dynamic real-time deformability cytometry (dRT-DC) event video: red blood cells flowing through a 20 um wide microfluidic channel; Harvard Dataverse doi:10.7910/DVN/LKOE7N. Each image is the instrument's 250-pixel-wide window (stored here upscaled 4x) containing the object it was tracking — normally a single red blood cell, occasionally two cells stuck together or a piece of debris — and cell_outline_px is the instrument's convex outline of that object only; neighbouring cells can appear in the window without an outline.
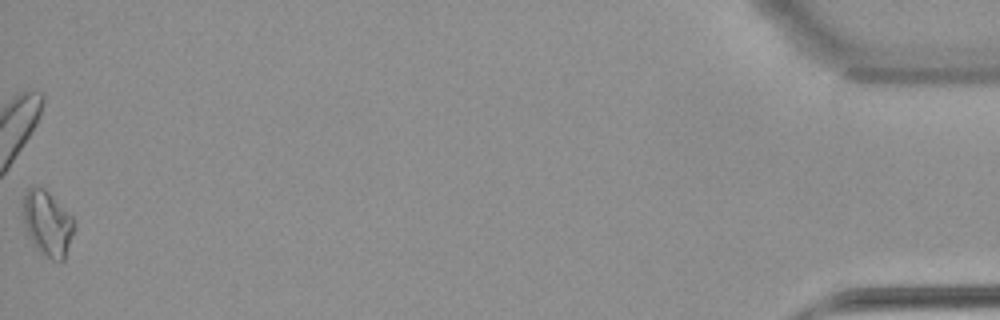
{"species": "common noctule bat (a hibernating species)", "species_latin": "Nyctalus noctula", "temperature_condition": "warm", "stored_images_in_passage": 48, "camera_frame_rate_fps": 3000, "um_per_image_px": 0.085, "animal": {"sex": "female", "body_mass_g": 22.7, "forearm_length_mm": 54.2}, "frame": {"image": 1, "passage_image": 48, "time_ms": 15.667, "image_size_px": [1000, 320], "cell_outline_px": [[76, 228], [64, 260], [52, 260], [44, 256], [36, 248], [28, 236], [24, 228], [24, 192], [28, 188], [44, 188], [72, 216], [76, 224]], "centroid_in_image_um": [4.06, 19.03], "position_along_channel_um": 431.1, "area_um2": 19.42}}